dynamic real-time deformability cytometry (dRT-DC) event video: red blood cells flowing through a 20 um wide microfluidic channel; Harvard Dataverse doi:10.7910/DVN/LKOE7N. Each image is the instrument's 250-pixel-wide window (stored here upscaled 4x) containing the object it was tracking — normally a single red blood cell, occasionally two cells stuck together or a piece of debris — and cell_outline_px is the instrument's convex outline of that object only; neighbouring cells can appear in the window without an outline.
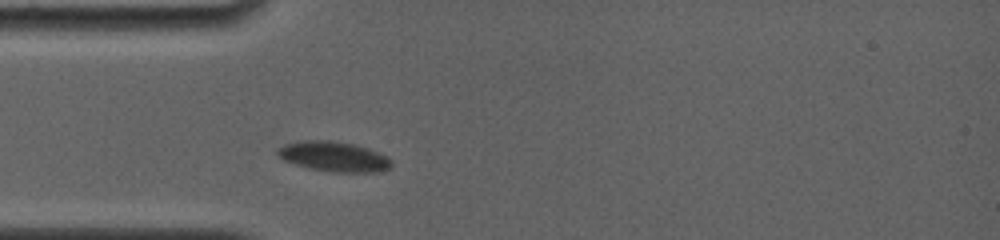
{"species": "common noctule bat (a hibernating species)", "species_latin": "Nyctalus noctula", "temperature_condition": "room temperature", "stored_images_in_passage": 3, "camera_frame_rate_fps": 4000, "um_per_image_px": 0.085, "animal": {"sex": "female", "body_mass_g": 19.0, "forearm_length_mm": 56.7}, "frame": {"image": 1, "passage_image": 2, "time_ms": 1.0, "image_size_px": [1000, 240], "cell_outline_px": [[392, 168], [376, 172], [332, 172], [308, 168], [284, 160], [276, 156], [276, 148], [284, 144], [300, 140], [332, 140], [352, 144], [368, 148], [388, 156], [392, 160]], "centroid_in_image_um": [28.36, 13.3], "position_along_channel_um": 56.6, "area_um2": 20.23}}
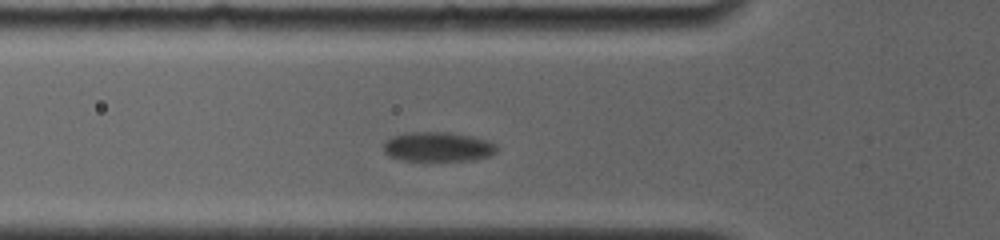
{"frame": {"image": 2, "passage_image": 3, "time_ms": 2.0, "image_size_px": [1000, 240], "cell_outline_px": [[496, 152], [488, 156], [472, 160], [400, 160], [388, 156], [384, 152], [384, 144], [392, 136], [404, 132], [448, 132], [472, 136], [488, 140], [496, 144]], "centroid_in_image_um": [37.2, 12.47], "position_along_channel_um": 88.6, "area_um2": 19.48}}